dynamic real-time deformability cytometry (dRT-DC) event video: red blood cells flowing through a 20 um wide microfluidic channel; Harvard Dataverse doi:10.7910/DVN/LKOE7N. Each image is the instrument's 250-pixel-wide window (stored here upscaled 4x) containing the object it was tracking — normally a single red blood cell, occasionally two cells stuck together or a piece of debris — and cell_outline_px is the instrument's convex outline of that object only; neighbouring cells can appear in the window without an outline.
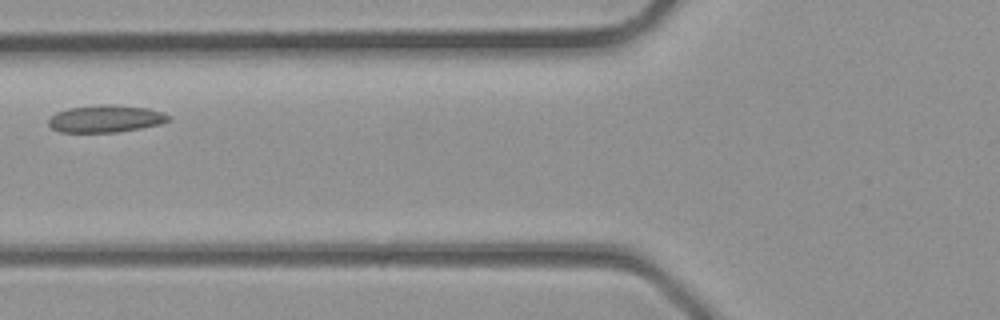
{"species": "common noctule bat (a hibernating species)", "species_latin": "Nyctalus noctula", "temperature_condition": "room temperature", "stored_images_in_passage": 2, "camera_frame_rate_fps": 3000, "um_per_image_px": 0.085, "animal": {"sex": "male", "body_mass_g": 23.1, "forearm_length_mm": 52.7}, "frame": {"image": 1, "passage_image": 2, "time_ms": 0.333, "image_size_px": [1000, 320], "cell_outline_px": [[172, 120], [160, 124], [140, 128], [116, 132], [60, 132], [52, 128], [48, 124], [48, 120], [56, 112], [68, 108], [100, 104], [112, 104], [148, 108], [164, 112], [172, 116]], "centroid_in_image_um": [9.02, 10.08], "position_along_channel_um": 116.8, "area_um2": 19.25}}